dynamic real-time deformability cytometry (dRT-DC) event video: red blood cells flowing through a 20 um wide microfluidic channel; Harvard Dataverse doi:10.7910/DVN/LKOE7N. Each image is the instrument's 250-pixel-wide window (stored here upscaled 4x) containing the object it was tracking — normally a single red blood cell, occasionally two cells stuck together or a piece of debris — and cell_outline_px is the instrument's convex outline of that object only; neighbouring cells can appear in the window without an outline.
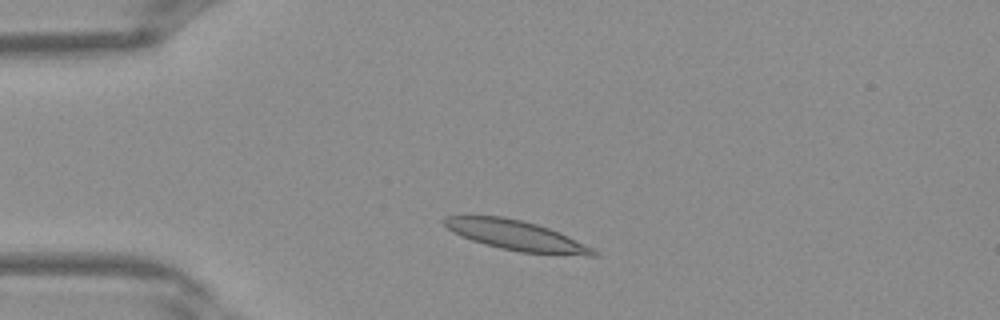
{"species": "Egyptian fruit bat (a non-hibernating species)", "species_latin": "Rousettus aegyptiacus", "temperature_condition": "warm", "stored_images_in_passage": 35, "camera_frame_rate_fps": 3000, "um_per_image_px": 0.085, "frame": {"image": 1, "passage_image": 4, "time_ms": 1.0, "image_size_px": [1000, 320], "cell_outline_px": [[600, 256], [588, 256], [520, 252], [500, 248], [484, 244], [460, 236], [452, 232], [440, 220], [444, 216], [504, 216], [536, 224], [548, 228], [568, 236], [600, 252]], "centroid_in_image_um": [43.86, 20.02], "position_along_channel_um": 41.1, "area_um2": 25.95}}
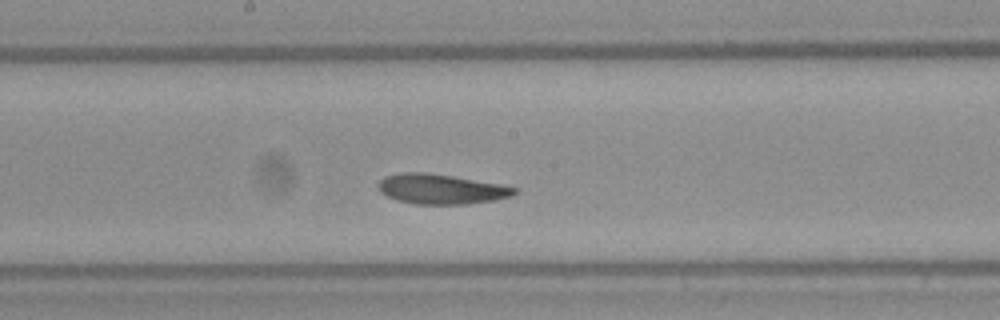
{"frame": {"image": 2, "passage_image": 16, "time_ms": 5.0, "image_size_px": [1000, 320], "cell_outline_px": [[520, 188], [512, 196], [492, 200], [468, 204], [416, 204], [396, 200], [380, 192], [376, 184], [384, 176], [404, 172], [424, 172], [452, 176], [500, 184]], "centroid_in_image_um": [37.47, 16.07], "position_along_channel_um": 210.7, "area_um2": 23.76}}
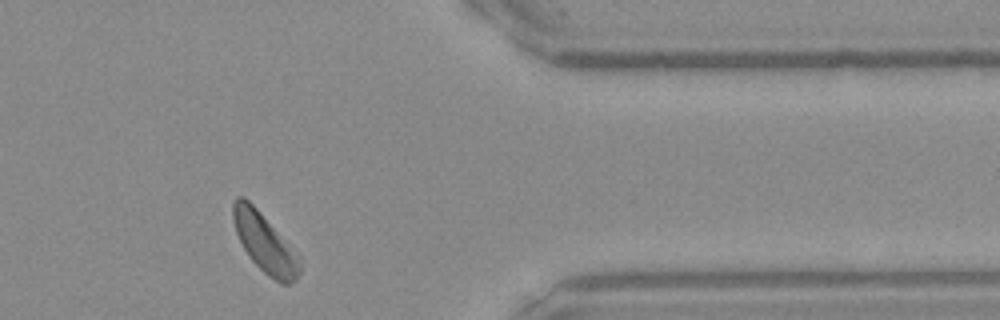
{"frame": {"image": 3, "passage_image": 28, "time_ms": 9.0, "image_size_px": [1000, 320], "cell_outline_px": [[300, 272], [296, 280], [292, 284], [280, 284], [268, 276], [248, 256], [236, 232], [232, 220], [232, 204], [236, 196], [244, 196], [256, 208], [272, 228], [300, 264]], "centroid_in_image_um": [22.4, 20.67], "position_along_channel_um": 389.0, "area_um2": 21.56}}